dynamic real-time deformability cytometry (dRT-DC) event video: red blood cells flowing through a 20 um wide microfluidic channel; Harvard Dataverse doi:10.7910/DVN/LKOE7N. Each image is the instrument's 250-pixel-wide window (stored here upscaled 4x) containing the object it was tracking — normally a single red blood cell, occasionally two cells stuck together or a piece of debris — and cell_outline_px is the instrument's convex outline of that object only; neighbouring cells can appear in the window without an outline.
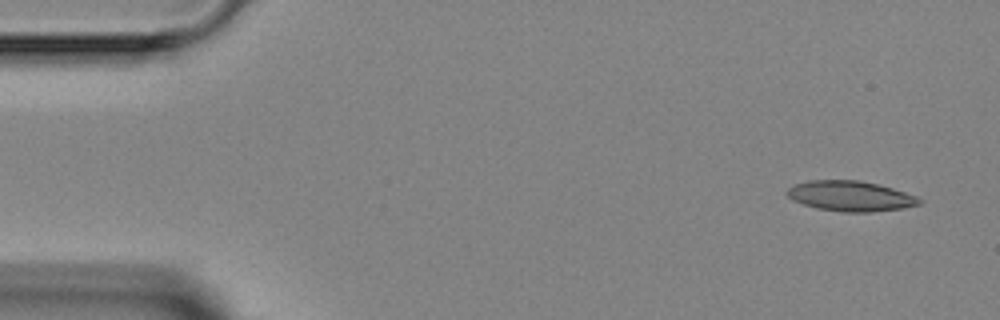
{"species": "Egyptian fruit bat (a non-hibernating species)", "species_latin": "Rousettus aegyptiacus", "temperature_condition": "room temperature", "stored_images_in_passage": 5, "segment_of_instrument_passage": [1, 2], "camera_frame_rate_fps": 3000, "um_per_image_px": 0.085, "animal": {"sex": "female"}, "frame": {"image": 1, "passage_image": 1, "time_ms": 0.0, "image_size_px": [1000, 320], "cell_outline_px": [[924, 200], [920, 204], [904, 208], [872, 212], [844, 212], [816, 208], [792, 200], [784, 192], [788, 188], [796, 184], [808, 180], [860, 180], [892, 188], [916, 196]], "centroid_in_image_um": [72.28, 16.67], "position_along_channel_um": 12.7, "area_um2": 23.35}}